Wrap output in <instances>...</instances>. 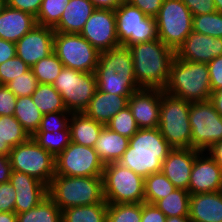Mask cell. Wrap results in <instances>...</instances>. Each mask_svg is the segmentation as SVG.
Wrapping results in <instances>:
<instances>
[{
    "label": "cell",
    "instance_id": "6da1fadb",
    "mask_svg": "<svg viewBox=\"0 0 222 222\" xmlns=\"http://www.w3.org/2000/svg\"><path fill=\"white\" fill-rule=\"evenodd\" d=\"M132 55L134 75L140 88L161 89L167 84L175 51L160 39L128 46Z\"/></svg>",
    "mask_w": 222,
    "mask_h": 222
},
{
    "label": "cell",
    "instance_id": "7a4b0ae2",
    "mask_svg": "<svg viewBox=\"0 0 222 222\" xmlns=\"http://www.w3.org/2000/svg\"><path fill=\"white\" fill-rule=\"evenodd\" d=\"M171 149L158 127L139 129L129 139L128 148L118 163L146 178L162 170Z\"/></svg>",
    "mask_w": 222,
    "mask_h": 222
},
{
    "label": "cell",
    "instance_id": "3957f363",
    "mask_svg": "<svg viewBox=\"0 0 222 222\" xmlns=\"http://www.w3.org/2000/svg\"><path fill=\"white\" fill-rule=\"evenodd\" d=\"M132 55L128 46L119 45L100 52L95 70L97 89L122 96H131L140 89L135 80Z\"/></svg>",
    "mask_w": 222,
    "mask_h": 222
},
{
    "label": "cell",
    "instance_id": "277c9868",
    "mask_svg": "<svg viewBox=\"0 0 222 222\" xmlns=\"http://www.w3.org/2000/svg\"><path fill=\"white\" fill-rule=\"evenodd\" d=\"M163 90L190 103L209 100L212 90L207 64L180 60L175 56Z\"/></svg>",
    "mask_w": 222,
    "mask_h": 222
},
{
    "label": "cell",
    "instance_id": "5b68a950",
    "mask_svg": "<svg viewBox=\"0 0 222 222\" xmlns=\"http://www.w3.org/2000/svg\"><path fill=\"white\" fill-rule=\"evenodd\" d=\"M48 196L61 211L101 203L104 200L103 177L55 175L48 186Z\"/></svg>",
    "mask_w": 222,
    "mask_h": 222
},
{
    "label": "cell",
    "instance_id": "8992f818",
    "mask_svg": "<svg viewBox=\"0 0 222 222\" xmlns=\"http://www.w3.org/2000/svg\"><path fill=\"white\" fill-rule=\"evenodd\" d=\"M158 129L172 149L191 148L190 102L162 90Z\"/></svg>",
    "mask_w": 222,
    "mask_h": 222
},
{
    "label": "cell",
    "instance_id": "52a82bcc",
    "mask_svg": "<svg viewBox=\"0 0 222 222\" xmlns=\"http://www.w3.org/2000/svg\"><path fill=\"white\" fill-rule=\"evenodd\" d=\"M103 196L108 204L144 203V178L118 162L103 170Z\"/></svg>",
    "mask_w": 222,
    "mask_h": 222
},
{
    "label": "cell",
    "instance_id": "ba28073f",
    "mask_svg": "<svg viewBox=\"0 0 222 222\" xmlns=\"http://www.w3.org/2000/svg\"><path fill=\"white\" fill-rule=\"evenodd\" d=\"M155 21L158 39L175 52L193 31V14L182 0H163Z\"/></svg>",
    "mask_w": 222,
    "mask_h": 222
},
{
    "label": "cell",
    "instance_id": "9c48e42d",
    "mask_svg": "<svg viewBox=\"0 0 222 222\" xmlns=\"http://www.w3.org/2000/svg\"><path fill=\"white\" fill-rule=\"evenodd\" d=\"M9 159L12 170L32 176L47 186L55 176V157L32 137L13 147Z\"/></svg>",
    "mask_w": 222,
    "mask_h": 222
},
{
    "label": "cell",
    "instance_id": "30bf717a",
    "mask_svg": "<svg viewBox=\"0 0 222 222\" xmlns=\"http://www.w3.org/2000/svg\"><path fill=\"white\" fill-rule=\"evenodd\" d=\"M53 52L64 67L85 73H94L100 52L78 33L54 34Z\"/></svg>",
    "mask_w": 222,
    "mask_h": 222
},
{
    "label": "cell",
    "instance_id": "8fae6325",
    "mask_svg": "<svg viewBox=\"0 0 222 222\" xmlns=\"http://www.w3.org/2000/svg\"><path fill=\"white\" fill-rule=\"evenodd\" d=\"M53 86L62 96L69 112L82 113L97 89L96 76L95 73L63 67Z\"/></svg>",
    "mask_w": 222,
    "mask_h": 222
},
{
    "label": "cell",
    "instance_id": "7c38bea8",
    "mask_svg": "<svg viewBox=\"0 0 222 222\" xmlns=\"http://www.w3.org/2000/svg\"><path fill=\"white\" fill-rule=\"evenodd\" d=\"M116 33L120 45L158 39L155 18L146 16L138 7L123 2L116 10Z\"/></svg>",
    "mask_w": 222,
    "mask_h": 222
},
{
    "label": "cell",
    "instance_id": "4fadbf2b",
    "mask_svg": "<svg viewBox=\"0 0 222 222\" xmlns=\"http://www.w3.org/2000/svg\"><path fill=\"white\" fill-rule=\"evenodd\" d=\"M189 122L192 131L191 148L206 151L222 141V116L209 100L190 104Z\"/></svg>",
    "mask_w": 222,
    "mask_h": 222
},
{
    "label": "cell",
    "instance_id": "5bb4252c",
    "mask_svg": "<svg viewBox=\"0 0 222 222\" xmlns=\"http://www.w3.org/2000/svg\"><path fill=\"white\" fill-rule=\"evenodd\" d=\"M105 164L92 147L74 142L55 158V175L70 177L102 176Z\"/></svg>",
    "mask_w": 222,
    "mask_h": 222
},
{
    "label": "cell",
    "instance_id": "9a60e30c",
    "mask_svg": "<svg viewBox=\"0 0 222 222\" xmlns=\"http://www.w3.org/2000/svg\"><path fill=\"white\" fill-rule=\"evenodd\" d=\"M79 34L99 52L119 46L115 10L95 9Z\"/></svg>",
    "mask_w": 222,
    "mask_h": 222
},
{
    "label": "cell",
    "instance_id": "2e32d148",
    "mask_svg": "<svg viewBox=\"0 0 222 222\" xmlns=\"http://www.w3.org/2000/svg\"><path fill=\"white\" fill-rule=\"evenodd\" d=\"M54 34L52 27L36 25L15 43L16 56L32 68L53 52Z\"/></svg>",
    "mask_w": 222,
    "mask_h": 222
},
{
    "label": "cell",
    "instance_id": "e0dca14e",
    "mask_svg": "<svg viewBox=\"0 0 222 222\" xmlns=\"http://www.w3.org/2000/svg\"><path fill=\"white\" fill-rule=\"evenodd\" d=\"M222 190V168L206 151L195 158L188 191L190 194L210 193Z\"/></svg>",
    "mask_w": 222,
    "mask_h": 222
},
{
    "label": "cell",
    "instance_id": "ac0fdd59",
    "mask_svg": "<svg viewBox=\"0 0 222 222\" xmlns=\"http://www.w3.org/2000/svg\"><path fill=\"white\" fill-rule=\"evenodd\" d=\"M161 96V89L140 88L129 97L128 107L140 129L159 126Z\"/></svg>",
    "mask_w": 222,
    "mask_h": 222
},
{
    "label": "cell",
    "instance_id": "d6986e66",
    "mask_svg": "<svg viewBox=\"0 0 222 222\" xmlns=\"http://www.w3.org/2000/svg\"><path fill=\"white\" fill-rule=\"evenodd\" d=\"M222 55V38L211 37L192 31L177 49L175 56L180 60L208 64Z\"/></svg>",
    "mask_w": 222,
    "mask_h": 222
},
{
    "label": "cell",
    "instance_id": "ffe728a7",
    "mask_svg": "<svg viewBox=\"0 0 222 222\" xmlns=\"http://www.w3.org/2000/svg\"><path fill=\"white\" fill-rule=\"evenodd\" d=\"M9 182L16 192V214L33 209L48 196V186L25 173L12 170Z\"/></svg>",
    "mask_w": 222,
    "mask_h": 222
},
{
    "label": "cell",
    "instance_id": "44dd1931",
    "mask_svg": "<svg viewBox=\"0 0 222 222\" xmlns=\"http://www.w3.org/2000/svg\"><path fill=\"white\" fill-rule=\"evenodd\" d=\"M201 151L193 148L171 149L162 163V173L177 189L188 191L191 170Z\"/></svg>",
    "mask_w": 222,
    "mask_h": 222
},
{
    "label": "cell",
    "instance_id": "7402d4cb",
    "mask_svg": "<svg viewBox=\"0 0 222 222\" xmlns=\"http://www.w3.org/2000/svg\"><path fill=\"white\" fill-rule=\"evenodd\" d=\"M130 96L114 95L96 89L84 114L106 126L111 118L128 106Z\"/></svg>",
    "mask_w": 222,
    "mask_h": 222
},
{
    "label": "cell",
    "instance_id": "603a6c76",
    "mask_svg": "<svg viewBox=\"0 0 222 222\" xmlns=\"http://www.w3.org/2000/svg\"><path fill=\"white\" fill-rule=\"evenodd\" d=\"M36 25V17L6 5L0 13V39L16 43Z\"/></svg>",
    "mask_w": 222,
    "mask_h": 222
},
{
    "label": "cell",
    "instance_id": "cb8c5ba5",
    "mask_svg": "<svg viewBox=\"0 0 222 222\" xmlns=\"http://www.w3.org/2000/svg\"><path fill=\"white\" fill-rule=\"evenodd\" d=\"M189 218L192 222H222V190L190 194Z\"/></svg>",
    "mask_w": 222,
    "mask_h": 222
},
{
    "label": "cell",
    "instance_id": "d4e9b609",
    "mask_svg": "<svg viewBox=\"0 0 222 222\" xmlns=\"http://www.w3.org/2000/svg\"><path fill=\"white\" fill-rule=\"evenodd\" d=\"M95 9L90 0H70L53 30L61 33L79 34Z\"/></svg>",
    "mask_w": 222,
    "mask_h": 222
},
{
    "label": "cell",
    "instance_id": "484cf974",
    "mask_svg": "<svg viewBox=\"0 0 222 222\" xmlns=\"http://www.w3.org/2000/svg\"><path fill=\"white\" fill-rule=\"evenodd\" d=\"M128 145V137L113 132L107 126H104L95 143L94 149L106 165L118 162L127 150Z\"/></svg>",
    "mask_w": 222,
    "mask_h": 222
},
{
    "label": "cell",
    "instance_id": "4316f807",
    "mask_svg": "<svg viewBox=\"0 0 222 222\" xmlns=\"http://www.w3.org/2000/svg\"><path fill=\"white\" fill-rule=\"evenodd\" d=\"M104 125L82 113H72L69 121L71 142L94 148Z\"/></svg>",
    "mask_w": 222,
    "mask_h": 222
},
{
    "label": "cell",
    "instance_id": "83f0119b",
    "mask_svg": "<svg viewBox=\"0 0 222 222\" xmlns=\"http://www.w3.org/2000/svg\"><path fill=\"white\" fill-rule=\"evenodd\" d=\"M30 136L13 115L0 116V154L8 156L13 147L26 142Z\"/></svg>",
    "mask_w": 222,
    "mask_h": 222
},
{
    "label": "cell",
    "instance_id": "f1b7e54d",
    "mask_svg": "<svg viewBox=\"0 0 222 222\" xmlns=\"http://www.w3.org/2000/svg\"><path fill=\"white\" fill-rule=\"evenodd\" d=\"M13 116L32 137L39 129L43 114L33 103L32 96L17 97Z\"/></svg>",
    "mask_w": 222,
    "mask_h": 222
},
{
    "label": "cell",
    "instance_id": "f546056e",
    "mask_svg": "<svg viewBox=\"0 0 222 222\" xmlns=\"http://www.w3.org/2000/svg\"><path fill=\"white\" fill-rule=\"evenodd\" d=\"M108 203L103 200L93 205L70 207L62 210V222H107Z\"/></svg>",
    "mask_w": 222,
    "mask_h": 222
},
{
    "label": "cell",
    "instance_id": "4dcf8cb0",
    "mask_svg": "<svg viewBox=\"0 0 222 222\" xmlns=\"http://www.w3.org/2000/svg\"><path fill=\"white\" fill-rule=\"evenodd\" d=\"M33 103L44 115L50 112L68 111L60 93L49 84H38L31 95Z\"/></svg>",
    "mask_w": 222,
    "mask_h": 222
},
{
    "label": "cell",
    "instance_id": "1f68e13d",
    "mask_svg": "<svg viewBox=\"0 0 222 222\" xmlns=\"http://www.w3.org/2000/svg\"><path fill=\"white\" fill-rule=\"evenodd\" d=\"M17 222H62V211L47 196L33 209L17 214Z\"/></svg>",
    "mask_w": 222,
    "mask_h": 222
},
{
    "label": "cell",
    "instance_id": "d6a6232c",
    "mask_svg": "<svg viewBox=\"0 0 222 222\" xmlns=\"http://www.w3.org/2000/svg\"><path fill=\"white\" fill-rule=\"evenodd\" d=\"M190 193L185 189H175L165 198L158 200L154 205L160 209L165 216L185 217L189 216Z\"/></svg>",
    "mask_w": 222,
    "mask_h": 222
},
{
    "label": "cell",
    "instance_id": "836d02e7",
    "mask_svg": "<svg viewBox=\"0 0 222 222\" xmlns=\"http://www.w3.org/2000/svg\"><path fill=\"white\" fill-rule=\"evenodd\" d=\"M176 187L162 173V171L150 174L144 178V202L155 204L158 200L172 193Z\"/></svg>",
    "mask_w": 222,
    "mask_h": 222
},
{
    "label": "cell",
    "instance_id": "e575fe53",
    "mask_svg": "<svg viewBox=\"0 0 222 222\" xmlns=\"http://www.w3.org/2000/svg\"><path fill=\"white\" fill-rule=\"evenodd\" d=\"M32 138L55 158L70 144V130L37 131Z\"/></svg>",
    "mask_w": 222,
    "mask_h": 222
},
{
    "label": "cell",
    "instance_id": "d590c367",
    "mask_svg": "<svg viewBox=\"0 0 222 222\" xmlns=\"http://www.w3.org/2000/svg\"><path fill=\"white\" fill-rule=\"evenodd\" d=\"M63 67V63L58 59V56L52 52L38 61L31 69L39 84L53 85Z\"/></svg>",
    "mask_w": 222,
    "mask_h": 222
},
{
    "label": "cell",
    "instance_id": "8d00e7d4",
    "mask_svg": "<svg viewBox=\"0 0 222 222\" xmlns=\"http://www.w3.org/2000/svg\"><path fill=\"white\" fill-rule=\"evenodd\" d=\"M142 203L108 204L107 222H141Z\"/></svg>",
    "mask_w": 222,
    "mask_h": 222
},
{
    "label": "cell",
    "instance_id": "74e56055",
    "mask_svg": "<svg viewBox=\"0 0 222 222\" xmlns=\"http://www.w3.org/2000/svg\"><path fill=\"white\" fill-rule=\"evenodd\" d=\"M70 0H43L36 16L37 25L54 27Z\"/></svg>",
    "mask_w": 222,
    "mask_h": 222
},
{
    "label": "cell",
    "instance_id": "f35d334b",
    "mask_svg": "<svg viewBox=\"0 0 222 222\" xmlns=\"http://www.w3.org/2000/svg\"><path fill=\"white\" fill-rule=\"evenodd\" d=\"M192 28L204 35L222 38V13L216 11L193 16Z\"/></svg>",
    "mask_w": 222,
    "mask_h": 222
},
{
    "label": "cell",
    "instance_id": "ab89813d",
    "mask_svg": "<svg viewBox=\"0 0 222 222\" xmlns=\"http://www.w3.org/2000/svg\"><path fill=\"white\" fill-rule=\"evenodd\" d=\"M106 126L111 131L126 136L129 139L140 129L128 106L113 116Z\"/></svg>",
    "mask_w": 222,
    "mask_h": 222
},
{
    "label": "cell",
    "instance_id": "60d3db41",
    "mask_svg": "<svg viewBox=\"0 0 222 222\" xmlns=\"http://www.w3.org/2000/svg\"><path fill=\"white\" fill-rule=\"evenodd\" d=\"M38 81L32 69L13 79L6 86L16 97L31 96L38 86Z\"/></svg>",
    "mask_w": 222,
    "mask_h": 222
},
{
    "label": "cell",
    "instance_id": "b9f144b4",
    "mask_svg": "<svg viewBox=\"0 0 222 222\" xmlns=\"http://www.w3.org/2000/svg\"><path fill=\"white\" fill-rule=\"evenodd\" d=\"M71 115L72 112L69 111H58L44 114L38 131L53 132L59 130H70L69 121Z\"/></svg>",
    "mask_w": 222,
    "mask_h": 222
},
{
    "label": "cell",
    "instance_id": "7bdbcfd3",
    "mask_svg": "<svg viewBox=\"0 0 222 222\" xmlns=\"http://www.w3.org/2000/svg\"><path fill=\"white\" fill-rule=\"evenodd\" d=\"M30 69L31 68L17 56L7 60L0 64V85L8 84L10 81L23 75Z\"/></svg>",
    "mask_w": 222,
    "mask_h": 222
},
{
    "label": "cell",
    "instance_id": "ee69618b",
    "mask_svg": "<svg viewBox=\"0 0 222 222\" xmlns=\"http://www.w3.org/2000/svg\"><path fill=\"white\" fill-rule=\"evenodd\" d=\"M16 200L15 188L10 184H0V212H14Z\"/></svg>",
    "mask_w": 222,
    "mask_h": 222
},
{
    "label": "cell",
    "instance_id": "f6af8a7d",
    "mask_svg": "<svg viewBox=\"0 0 222 222\" xmlns=\"http://www.w3.org/2000/svg\"><path fill=\"white\" fill-rule=\"evenodd\" d=\"M17 97L6 85H0V116L13 115Z\"/></svg>",
    "mask_w": 222,
    "mask_h": 222
},
{
    "label": "cell",
    "instance_id": "bcb514c9",
    "mask_svg": "<svg viewBox=\"0 0 222 222\" xmlns=\"http://www.w3.org/2000/svg\"><path fill=\"white\" fill-rule=\"evenodd\" d=\"M211 90L216 91L222 88V55L215 57L208 64Z\"/></svg>",
    "mask_w": 222,
    "mask_h": 222
},
{
    "label": "cell",
    "instance_id": "7dc6e473",
    "mask_svg": "<svg viewBox=\"0 0 222 222\" xmlns=\"http://www.w3.org/2000/svg\"><path fill=\"white\" fill-rule=\"evenodd\" d=\"M193 16L216 12L214 0H182Z\"/></svg>",
    "mask_w": 222,
    "mask_h": 222
},
{
    "label": "cell",
    "instance_id": "c3c4849f",
    "mask_svg": "<svg viewBox=\"0 0 222 222\" xmlns=\"http://www.w3.org/2000/svg\"><path fill=\"white\" fill-rule=\"evenodd\" d=\"M7 6L37 16L43 0H6Z\"/></svg>",
    "mask_w": 222,
    "mask_h": 222
},
{
    "label": "cell",
    "instance_id": "681fc988",
    "mask_svg": "<svg viewBox=\"0 0 222 222\" xmlns=\"http://www.w3.org/2000/svg\"><path fill=\"white\" fill-rule=\"evenodd\" d=\"M129 3L138 7L146 16L155 18L162 6L163 0H130Z\"/></svg>",
    "mask_w": 222,
    "mask_h": 222
},
{
    "label": "cell",
    "instance_id": "f907efd6",
    "mask_svg": "<svg viewBox=\"0 0 222 222\" xmlns=\"http://www.w3.org/2000/svg\"><path fill=\"white\" fill-rule=\"evenodd\" d=\"M167 217L154 204L142 203L141 222H166Z\"/></svg>",
    "mask_w": 222,
    "mask_h": 222
},
{
    "label": "cell",
    "instance_id": "816d5d0a",
    "mask_svg": "<svg viewBox=\"0 0 222 222\" xmlns=\"http://www.w3.org/2000/svg\"><path fill=\"white\" fill-rule=\"evenodd\" d=\"M16 56V44L0 39V64Z\"/></svg>",
    "mask_w": 222,
    "mask_h": 222
},
{
    "label": "cell",
    "instance_id": "f5cc1de1",
    "mask_svg": "<svg viewBox=\"0 0 222 222\" xmlns=\"http://www.w3.org/2000/svg\"><path fill=\"white\" fill-rule=\"evenodd\" d=\"M11 171L9 157L0 154V184L9 182Z\"/></svg>",
    "mask_w": 222,
    "mask_h": 222
},
{
    "label": "cell",
    "instance_id": "db71d44e",
    "mask_svg": "<svg viewBox=\"0 0 222 222\" xmlns=\"http://www.w3.org/2000/svg\"><path fill=\"white\" fill-rule=\"evenodd\" d=\"M96 9L116 10L122 3V0H90Z\"/></svg>",
    "mask_w": 222,
    "mask_h": 222
},
{
    "label": "cell",
    "instance_id": "11a10c76",
    "mask_svg": "<svg viewBox=\"0 0 222 222\" xmlns=\"http://www.w3.org/2000/svg\"><path fill=\"white\" fill-rule=\"evenodd\" d=\"M206 152L222 168V141L213 144Z\"/></svg>",
    "mask_w": 222,
    "mask_h": 222
},
{
    "label": "cell",
    "instance_id": "9f6ffc18",
    "mask_svg": "<svg viewBox=\"0 0 222 222\" xmlns=\"http://www.w3.org/2000/svg\"><path fill=\"white\" fill-rule=\"evenodd\" d=\"M209 101L213 104L215 110L222 116V88L213 91L210 95Z\"/></svg>",
    "mask_w": 222,
    "mask_h": 222
},
{
    "label": "cell",
    "instance_id": "6f0895ef",
    "mask_svg": "<svg viewBox=\"0 0 222 222\" xmlns=\"http://www.w3.org/2000/svg\"><path fill=\"white\" fill-rule=\"evenodd\" d=\"M0 222H17L15 212H0Z\"/></svg>",
    "mask_w": 222,
    "mask_h": 222
},
{
    "label": "cell",
    "instance_id": "680465c9",
    "mask_svg": "<svg viewBox=\"0 0 222 222\" xmlns=\"http://www.w3.org/2000/svg\"><path fill=\"white\" fill-rule=\"evenodd\" d=\"M166 222H192L189 218V216L185 217H178V216H173V217H168L166 219Z\"/></svg>",
    "mask_w": 222,
    "mask_h": 222
},
{
    "label": "cell",
    "instance_id": "91938a15",
    "mask_svg": "<svg viewBox=\"0 0 222 222\" xmlns=\"http://www.w3.org/2000/svg\"><path fill=\"white\" fill-rule=\"evenodd\" d=\"M216 11L222 13V0H214Z\"/></svg>",
    "mask_w": 222,
    "mask_h": 222
},
{
    "label": "cell",
    "instance_id": "94428289",
    "mask_svg": "<svg viewBox=\"0 0 222 222\" xmlns=\"http://www.w3.org/2000/svg\"><path fill=\"white\" fill-rule=\"evenodd\" d=\"M6 5H7V1L6 0H0V13L4 10Z\"/></svg>",
    "mask_w": 222,
    "mask_h": 222
}]
</instances>
